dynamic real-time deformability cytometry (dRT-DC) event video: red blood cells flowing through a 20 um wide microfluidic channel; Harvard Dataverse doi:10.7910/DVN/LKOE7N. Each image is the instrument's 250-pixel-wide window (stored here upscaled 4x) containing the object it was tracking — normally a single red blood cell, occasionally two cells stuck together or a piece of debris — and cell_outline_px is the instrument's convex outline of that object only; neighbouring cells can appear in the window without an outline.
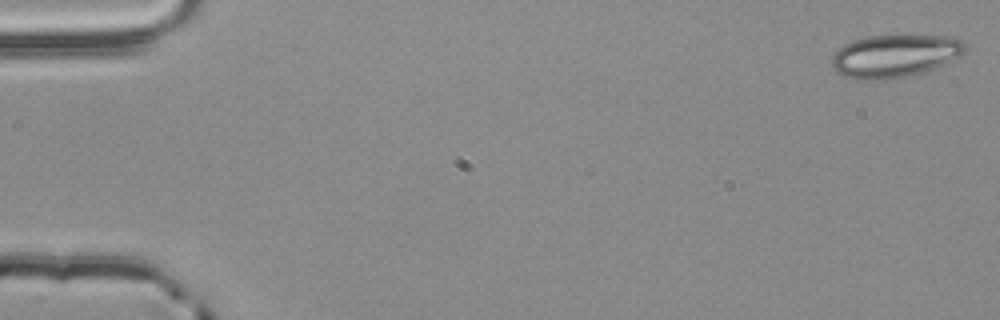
{"species": "common noctule bat (a hibernating species)", "species_latin": "Nyctalus noctula", "temperature_condition": "room temperature", "stored_images_in_passage": 6, "segment_of_instrument_passage": [2, 2], "camera_frame_rate_fps": 3000, "um_per_image_px": 0.085, "animal": {"sex": "male", "body_mass_g": 20.4}, "frame": {"image": 1, "passage_image": 6, "time_ms": 1.667, "image_size_px": [1000, 320], "cell_outline_px": [[968, 48], [964, 52], [944, 64], [924, 72], [908, 76], [884, 80], [864, 80], [844, 76], [836, 72], [832, 68], [832, 56], [844, 44], [852, 40], [868, 36], [956, 36], [964, 40]], "centroid_in_image_um": [76.07, 4.75], "position_along_channel_um": 8.9, "area_um2": 33.35}}